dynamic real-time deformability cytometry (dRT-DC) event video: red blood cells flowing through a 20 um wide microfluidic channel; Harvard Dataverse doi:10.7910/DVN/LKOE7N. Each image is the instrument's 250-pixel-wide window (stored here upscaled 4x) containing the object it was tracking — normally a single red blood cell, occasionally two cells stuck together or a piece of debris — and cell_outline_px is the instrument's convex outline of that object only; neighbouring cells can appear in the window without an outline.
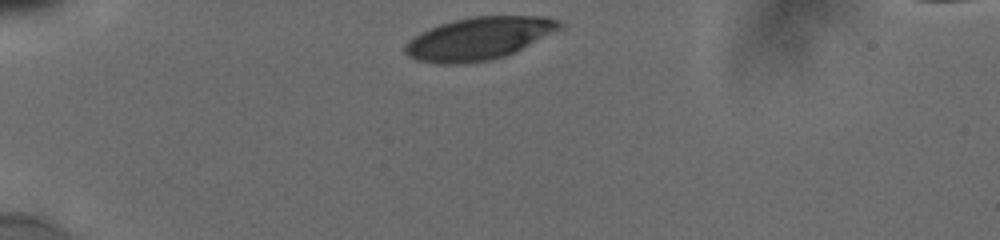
{"species": "human", "species_latin": "Homo sapiens", "temperature_condition": "cold", "stored_images_in_passage": 7, "camera_frame_rate_fps": 3000, "um_per_image_px": 0.085, "donor": {"sex": "male"}, "frame": {"image": 1, "passage_image": 1, "time_ms": 0.0, "image_size_px": [1000, 240], "cell_outline_px": [[564, 24], [560, 28], [516, 52], [492, 60], [464, 64], [436, 64], [416, 60], [408, 56], [404, 52], [404, 44], [408, 40], [440, 24], [452, 20], [472, 16], [548, 16], [560, 20]], "centroid_in_image_um": [40.7, 3.28], "position_along_channel_um": 44.3, "area_um2": 38.44}}